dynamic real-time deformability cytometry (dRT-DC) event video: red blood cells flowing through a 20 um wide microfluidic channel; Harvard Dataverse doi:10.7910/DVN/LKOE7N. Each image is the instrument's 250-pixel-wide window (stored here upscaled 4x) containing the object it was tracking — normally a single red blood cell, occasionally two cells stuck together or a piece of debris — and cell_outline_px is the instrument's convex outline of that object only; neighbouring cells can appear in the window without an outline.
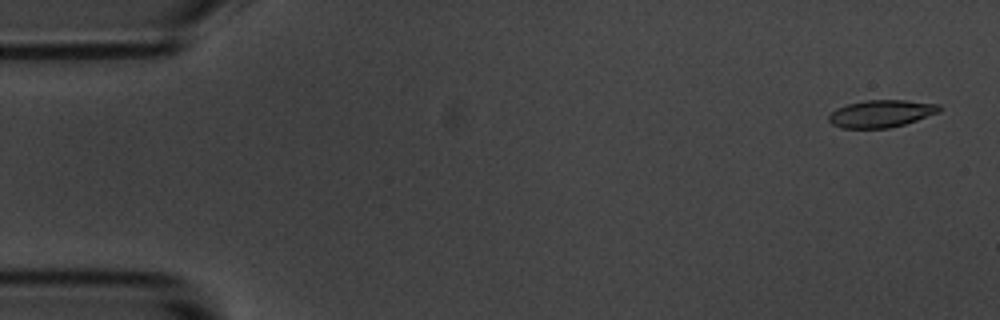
{"species": "common noctule bat (a hibernating species)", "species_latin": "Nyctalus noctula", "temperature_condition": "room temperature", "stored_images_in_passage": 5, "camera_frame_rate_fps": 3000, "um_per_image_px": 0.085, "animal": {"sex": "male", "body_mass_g": 20.1, "forearm_length_mm": 53.5}, "frame": {"image": 1, "passage_image": 1, "time_ms": 0.0, "image_size_px": [1000, 320], "cell_outline_px": [[940, 112], [904, 124], [888, 128], [840, 128], [832, 124], [828, 120], [828, 116], [836, 108], [848, 104], [864, 100], [904, 100], [940, 104]], "centroid_in_image_um": [74.88, 9.65], "position_along_channel_um": 10.1, "area_um2": 17.57}}
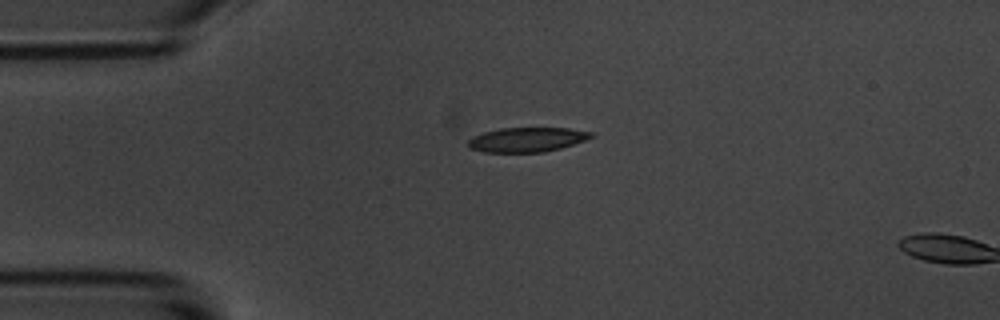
{"frame": {"image": 2, "passage_image": 4, "time_ms": 3.667, "image_size_px": [1000, 320], "cell_outline_px": [[596, 136], [560, 148], [544, 152], [484, 152], [468, 148], [468, 140], [472, 136], [484, 132], [500, 128], [568, 128], [592, 132]], "centroid_in_image_um": [44.77, 11.86], "position_along_channel_um": 40.2, "area_um2": 17.57}}